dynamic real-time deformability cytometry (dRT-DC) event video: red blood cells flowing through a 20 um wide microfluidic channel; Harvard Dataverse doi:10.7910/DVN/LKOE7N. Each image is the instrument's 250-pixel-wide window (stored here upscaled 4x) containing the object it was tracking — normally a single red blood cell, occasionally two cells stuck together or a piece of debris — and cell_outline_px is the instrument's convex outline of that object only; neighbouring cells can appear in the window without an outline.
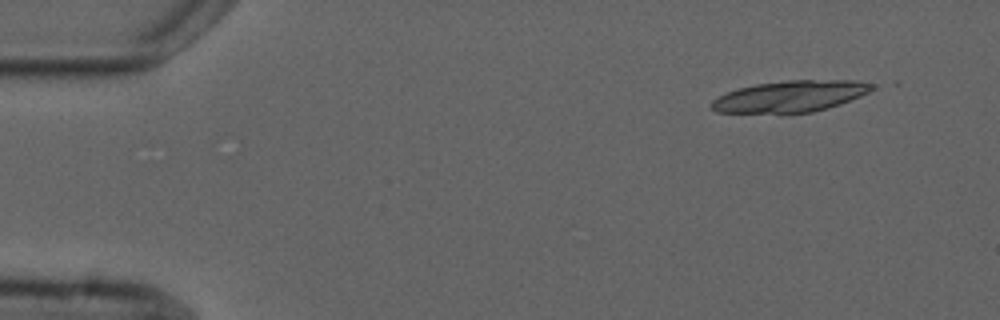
{"species": "common noctule bat (a hibernating species)", "species_latin": "Nyctalus noctula", "temperature_condition": "cold", "stored_images_in_passage": 4, "camera_frame_rate_fps": 3000, "um_per_image_px": 0.085, "animal": {"sex": "male", "forearm_length_mm": 52.5}, "frame": {"image": 1, "passage_image": 1, "time_ms": 0.0, "image_size_px": [1000, 320], "cell_outline_px": [[872, 88], [868, 92], [860, 96], [840, 104], [828, 108], [812, 112], [716, 112], [712, 108], [712, 100], [728, 92], [740, 88], [756, 84], [788, 80], [856, 80], [872, 84]], "centroid_in_image_um": [67.2, 8.17], "position_along_channel_um": 17.8, "area_um2": 28.67}}